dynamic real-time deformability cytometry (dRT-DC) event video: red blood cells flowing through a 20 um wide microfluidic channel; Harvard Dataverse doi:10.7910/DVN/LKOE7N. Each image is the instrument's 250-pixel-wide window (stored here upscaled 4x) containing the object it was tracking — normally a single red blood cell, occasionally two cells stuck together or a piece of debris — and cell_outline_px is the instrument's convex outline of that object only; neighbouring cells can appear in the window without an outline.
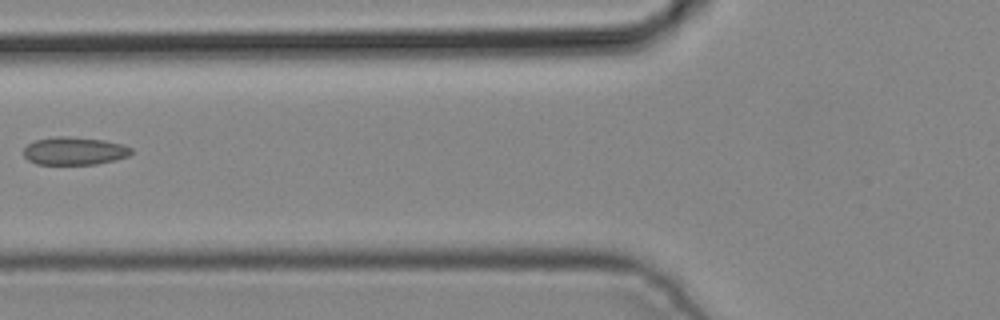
{"species": "common noctule bat (a hibernating species)", "species_latin": "Nyctalus noctula", "temperature_condition": "cold", "stored_images_in_passage": 5, "camera_frame_rate_fps": 3000, "um_per_image_px": 0.085, "animal": {"sex": "male", "body_mass_g": 19.2, "forearm_length_mm": 51.8}, "frame": {"image": 1, "passage_image": 5, "time_ms": 1.333, "image_size_px": [1000, 320], "cell_outline_px": [[132, 152], [128, 156], [116, 160], [96, 164], [36, 164], [28, 160], [24, 156], [24, 148], [28, 144], [36, 140], [56, 136], [68, 136], [104, 140], [124, 144], [132, 148]], "centroid_in_image_um": [6.34, 12.83], "position_along_channel_um": 119.5, "area_um2": 17.57}}